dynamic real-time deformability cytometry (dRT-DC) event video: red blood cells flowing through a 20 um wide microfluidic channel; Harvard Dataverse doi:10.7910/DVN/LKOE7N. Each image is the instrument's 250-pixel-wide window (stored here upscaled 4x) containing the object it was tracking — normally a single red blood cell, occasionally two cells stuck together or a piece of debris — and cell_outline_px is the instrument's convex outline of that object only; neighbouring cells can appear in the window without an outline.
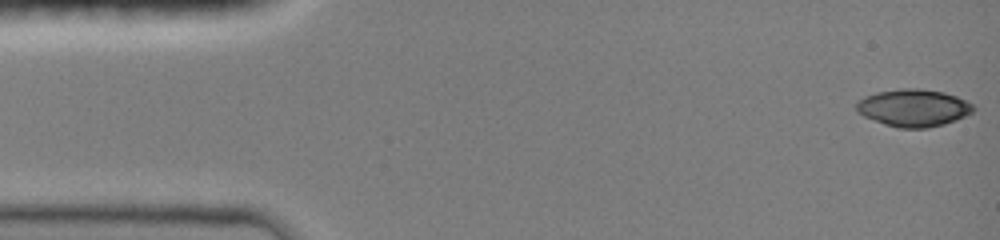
{"species": "common noctule bat (a hibernating species)", "species_latin": "Nyctalus noctula", "temperature_condition": "room temperature", "stored_images_in_passage": 7, "camera_frame_rate_fps": 3000, "um_per_image_px": 0.085, "animal": {"sex": "female", "body_mass_g": 19.0, "forearm_length_mm": 51.5}, "frame": {"image": 1, "passage_image": 1, "time_ms": 0.0, "image_size_px": [1000, 240], "cell_outline_px": [[976, 108], [972, 112], [956, 120], [944, 124], [928, 128], [896, 128], [884, 124], [864, 116], [856, 112], [856, 100], [864, 96], [876, 92], [900, 88], [920, 88], [944, 92], [956, 96], [972, 104]], "centroid_in_image_um": [77.61, 9.16], "position_along_channel_um": 7.4, "area_um2": 25.66}}
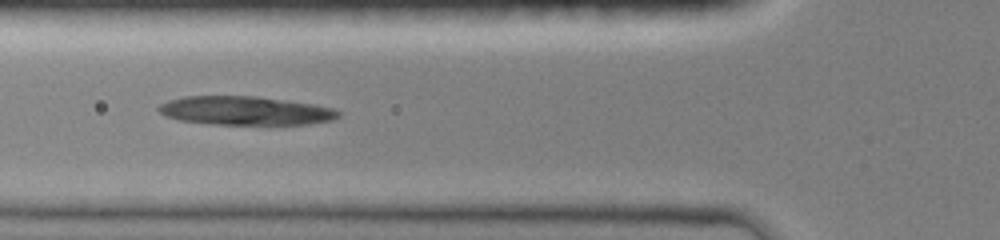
{"frame": {"image": 2, "passage_image": 6, "time_ms": 5.333, "image_size_px": [1000, 240], "cell_outline_px": [[340, 116], [332, 120], [308, 124], [208, 124], [180, 120], [164, 116], [156, 108], [160, 104], [168, 100], [184, 96], [256, 96], [316, 104], [332, 108], [340, 112]], "centroid_in_image_um": [20.83, 9.4], "position_along_channel_um": 105.0, "area_um2": 30.17}}
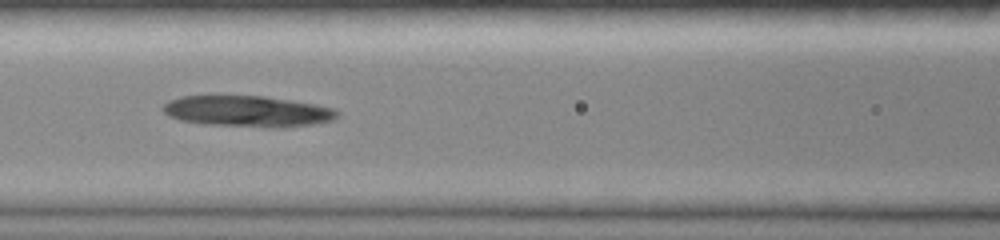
{"frame": {"image": 3, "passage_image": 7, "time_ms": 6.333, "image_size_px": [1000, 240], "cell_outline_px": [[340, 116], [336, 120], [316, 124], [276, 128], [204, 124], [180, 120], [168, 116], [164, 112], [164, 104], [168, 100], [180, 96], [212, 92], [264, 96], [316, 104], [332, 108], [340, 112]], "centroid_in_image_um": [21.0, 9.41], "position_along_channel_um": 145.6, "area_um2": 33.0}}